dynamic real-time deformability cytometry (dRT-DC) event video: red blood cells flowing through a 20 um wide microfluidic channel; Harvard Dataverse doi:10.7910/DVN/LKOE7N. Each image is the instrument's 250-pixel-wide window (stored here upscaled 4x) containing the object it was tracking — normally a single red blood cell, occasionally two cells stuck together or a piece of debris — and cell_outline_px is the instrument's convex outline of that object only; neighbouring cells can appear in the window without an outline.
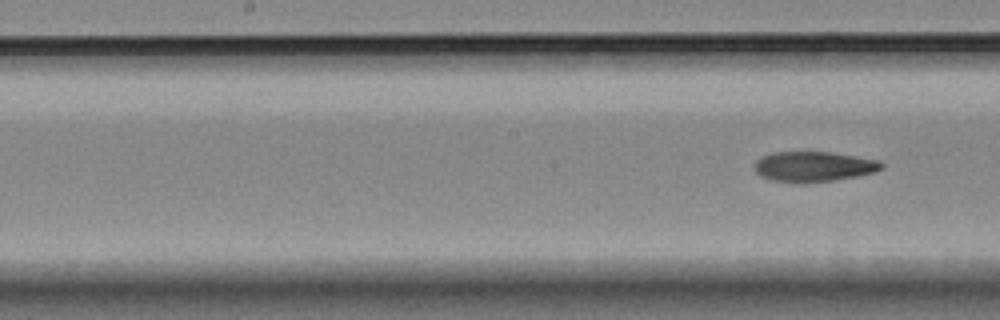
{"species": "Egyptian fruit bat (a non-hibernating species)", "species_latin": "Rousettus aegyptiacus", "temperature_condition": "room temperature", "stored_images_in_passage": 7, "camera_frame_rate_fps": 3000, "um_per_image_px": 0.085, "animal": {"sex": "female"}, "frame": {"image": 1, "passage_image": 7, "time_ms": 7.0, "image_size_px": [1000, 320], "cell_outline_px": [[884, 168], [876, 172], [856, 176], [832, 180], [800, 184], [772, 180], [760, 176], [756, 172], [756, 160], [772, 152], [832, 152], [880, 160], [884, 164]], "centroid_in_image_um": [69.2, 14.16], "position_along_channel_um": 179.0, "area_um2": 22.48}}